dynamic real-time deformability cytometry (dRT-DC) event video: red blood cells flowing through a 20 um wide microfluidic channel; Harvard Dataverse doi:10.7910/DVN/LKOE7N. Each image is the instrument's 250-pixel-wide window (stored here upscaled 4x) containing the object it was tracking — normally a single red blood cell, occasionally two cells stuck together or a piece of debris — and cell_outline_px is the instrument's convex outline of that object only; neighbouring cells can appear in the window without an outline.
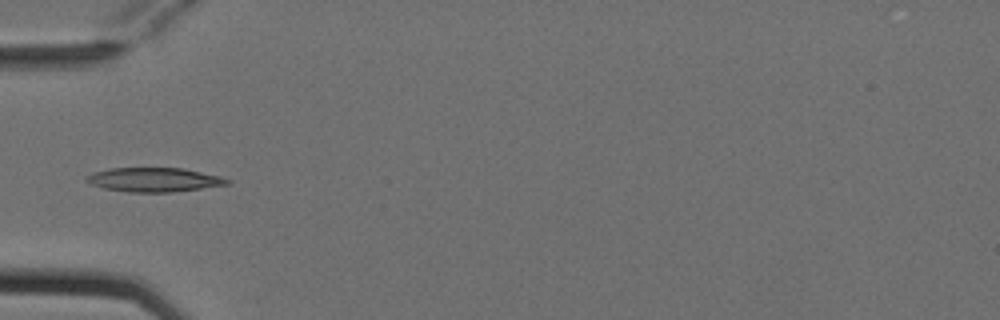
{"species": "Egyptian fruit bat (a non-hibernating species)", "species_latin": "Rousettus aegyptiacus", "temperature_condition": "cold", "stored_images_in_passage": 5, "camera_frame_rate_fps": 3000, "um_per_image_px": 0.085, "animal": {"sex": "female"}, "frame": {"image": 1, "passage_image": 5, "time_ms": 1.333, "image_size_px": [1000, 320], "cell_outline_px": [[232, 180], [228, 184], [200, 188], [168, 192], [128, 192], [104, 188], [92, 184], [84, 180], [84, 176], [92, 172], [108, 168], [184, 168], [220, 176]], "centroid_in_image_um": [13.04, 15.26], "position_along_channel_um": 72.0, "area_um2": 19.77}}